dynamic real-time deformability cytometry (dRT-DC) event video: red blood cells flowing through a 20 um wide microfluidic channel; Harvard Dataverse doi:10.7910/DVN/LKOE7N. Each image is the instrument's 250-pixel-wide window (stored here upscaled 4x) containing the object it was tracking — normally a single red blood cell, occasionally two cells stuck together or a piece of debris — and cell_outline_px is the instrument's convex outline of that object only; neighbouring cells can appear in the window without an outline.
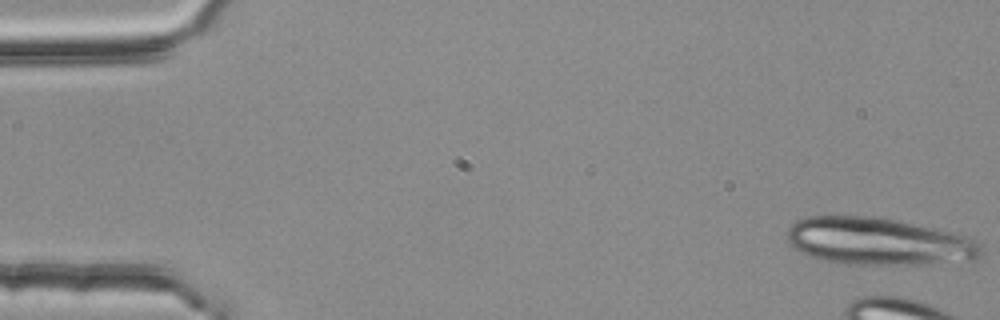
{"species": "common noctule bat (a hibernating species)", "species_latin": "Nyctalus noctula", "temperature_condition": "room temperature", "stored_images_in_passage": 8, "camera_frame_rate_fps": 3000, "um_per_image_px": 0.085, "animal": {"sex": "female", "body_mass_g": 25.1}, "frame": {"image": 1, "passage_image": 1, "time_ms": 0.0, "image_size_px": [1000, 320], "cell_outline_px": [[984, 252], [976, 260], [928, 264], [848, 264], [820, 260], [808, 256], [800, 252], [788, 240], [788, 228], [796, 220], [804, 216], [884, 216], [964, 236], [972, 240]], "centroid_in_image_um": [74.63, 20.52], "position_along_channel_um": 10.4, "area_um2": 53.52}}